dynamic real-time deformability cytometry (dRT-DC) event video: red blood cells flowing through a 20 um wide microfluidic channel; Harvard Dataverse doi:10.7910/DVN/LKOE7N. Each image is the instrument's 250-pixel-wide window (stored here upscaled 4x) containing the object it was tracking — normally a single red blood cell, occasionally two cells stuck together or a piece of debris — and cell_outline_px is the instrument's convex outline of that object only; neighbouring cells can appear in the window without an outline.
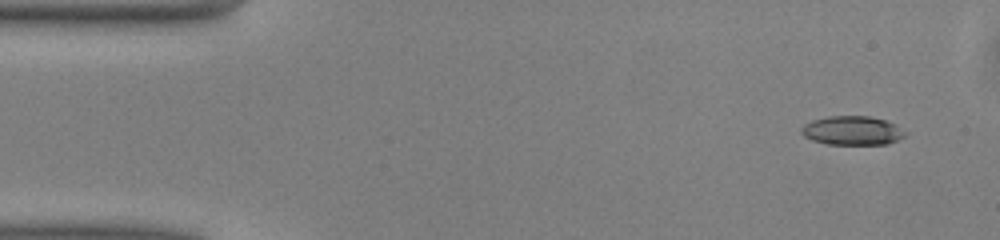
{"species": "common noctule bat (a hibernating species)", "species_latin": "Nyctalus noctula", "temperature_condition": "warm", "stored_images_in_passage": 47, "camera_frame_rate_fps": 3000, "um_per_image_px": 0.085, "animal": {"sex": "male", "body_mass_g": 13.0, "forearm_length_mm": 53.1}, "frame": {"image": 1, "passage_image": 1, "time_ms": 0.0, "image_size_px": [1000, 240], "cell_outline_px": [[908, 132], [904, 136], [888, 144], [828, 144], [812, 140], [804, 136], [800, 132], [800, 128], [804, 124], [812, 120], [828, 116], [868, 116], [884, 120]], "centroid_in_image_um": [72.4, 11.1], "position_along_channel_um": 12.6, "area_um2": 17.4}}
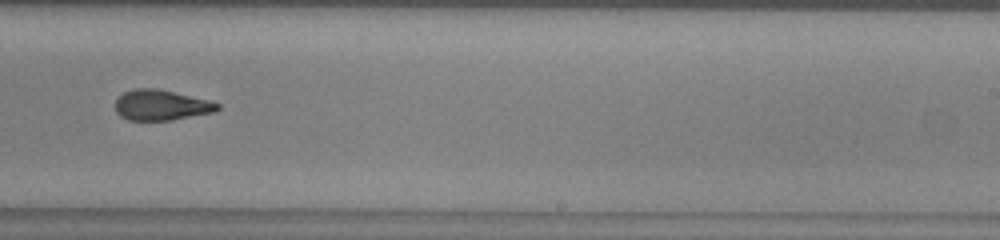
{"frame": {"image": 2, "passage_image": 28, "time_ms": 9.0, "image_size_px": [1000, 240], "cell_outline_px": [[220, 108], [216, 112], [172, 120], [128, 120], [120, 116], [116, 112], [116, 100], [124, 92], [132, 88], [156, 88], [208, 100], [220, 104]], "centroid_in_image_um": [13.7, 8.94], "position_along_channel_um": 275.3, "area_um2": 18.15}}
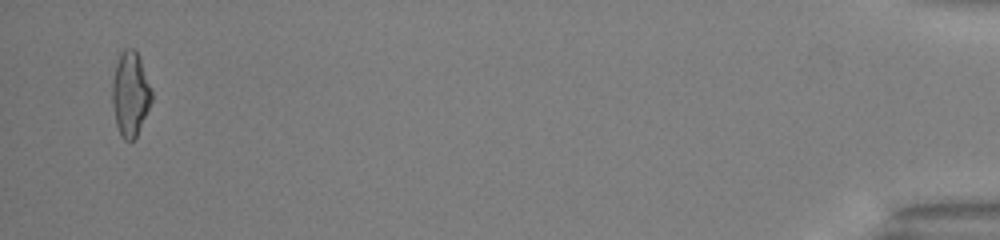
{"frame": {"image": 3, "passage_image": 46, "time_ms": 15.0, "image_size_px": [1000, 240], "cell_outline_px": [[152, 100], [136, 140], [124, 140], [120, 136], [116, 124], [112, 104], [112, 80], [116, 64], [120, 52], [124, 48], [132, 48], [136, 52], [140, 60], [152, 92]], "centroid_in_image_um": [11.06, 8.03], "position_along_channel_um": 424.1, "area_um2": 19.42}, "authors_computed_cell_mechanics": {"area_um2": 18.5538, "velocity_mm_per_s": 4.0918, "shape_relaxation_time_tau1_ms": 5.9089, "shape_relaxation_time_tau2_ms": 2.2022, "deformation_change_tau1": 0.2182, "deformation_change_tau2": 0.1047}}